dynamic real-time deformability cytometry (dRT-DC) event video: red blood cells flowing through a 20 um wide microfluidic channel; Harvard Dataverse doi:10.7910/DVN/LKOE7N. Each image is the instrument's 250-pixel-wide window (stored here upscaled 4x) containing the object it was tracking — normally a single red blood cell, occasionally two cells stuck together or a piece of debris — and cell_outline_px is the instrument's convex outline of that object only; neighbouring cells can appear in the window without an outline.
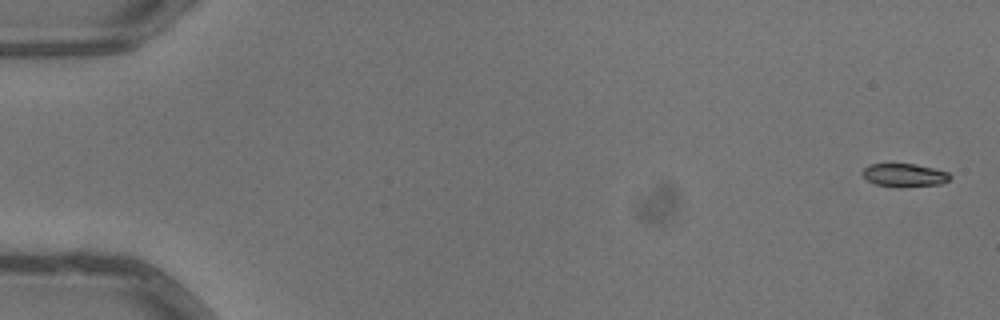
{"species": "common noctule bat (a hibernating species)", "species_latin": "Nyctalus noctula", "temperature_condition": "warm", "stored_images_in_passage": 5, "camera_frame_rate_fps": 3000, "um_per_image_px": 0.085, "animal": {"sex": "male", "body_mass_g": 13.3}, "frame": {"image": 1, "passage_image": 1, "time_ms": 0.0, "image_size_px": [1000, 320], "cell_outline_px": [[952, 176], [948, 180], [940, 184], [876, 184], [868, 180], [860, 172], [868, 164], [916, 164], [948, 172]], "centroid_in_image_um": [76.85, 14.82], "position_along_channel_um": 8.1, "area_um2": 10.98}}
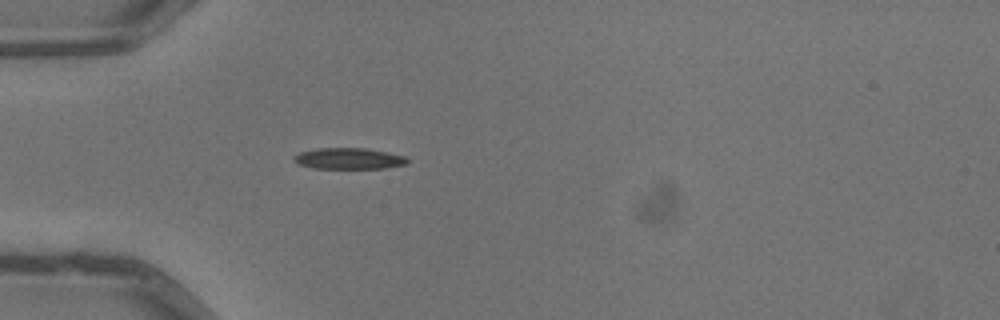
{"frame": {"image": 2, "passage_image": 5, "time_ms": 1.333, "image_size_px": [1000, 320], "cell_outline_px": [[408, 164], [384, 168], [312, 168], [296, 164], [292, 160], [292, 156], [300, 152], [316, 148], [364, 148], [404, 156], [408, 160]], "centroid_in_image_um": [29.57, 13.48], "position_along_channel_um": 55.4, "area_um2": 13.99}}